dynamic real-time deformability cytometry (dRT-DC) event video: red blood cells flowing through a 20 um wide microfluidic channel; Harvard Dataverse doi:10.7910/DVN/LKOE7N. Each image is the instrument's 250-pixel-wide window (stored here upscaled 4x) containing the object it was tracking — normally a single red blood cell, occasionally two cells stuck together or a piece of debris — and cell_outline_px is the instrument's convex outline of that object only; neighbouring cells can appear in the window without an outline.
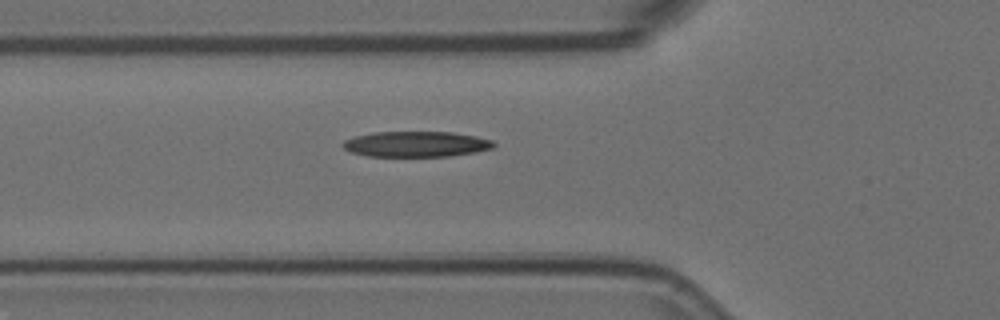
{"species": "Egyptian fruit bat (a non-hibernating species)", "species_latin": "Rousettus aegyptiacus", "temperature_condition": "room temperature", "stored_images_in_passage": 7, "camera_frame_rate_fps": 3000, "um_per_image_px": 0.085, "animal": {"sex": "female"}, "frame": {"image": 1, "passage_image": 7, "time_ms": 2.0, "image_size_px": [1000, 320], "cell_outline_px": [[496, 144], [492, 148], [476, 152], [448, 156], [368, 156], [352, 152], [344, 148], [340, 144], [344, 140], [356, 136], [372, 132], [452, 132], [476, 136], [492, 140]], "centroid_in_image_um": [35.37, 12.24], "position_along_channel_um": 90.4, "area_um2": 22.43}}